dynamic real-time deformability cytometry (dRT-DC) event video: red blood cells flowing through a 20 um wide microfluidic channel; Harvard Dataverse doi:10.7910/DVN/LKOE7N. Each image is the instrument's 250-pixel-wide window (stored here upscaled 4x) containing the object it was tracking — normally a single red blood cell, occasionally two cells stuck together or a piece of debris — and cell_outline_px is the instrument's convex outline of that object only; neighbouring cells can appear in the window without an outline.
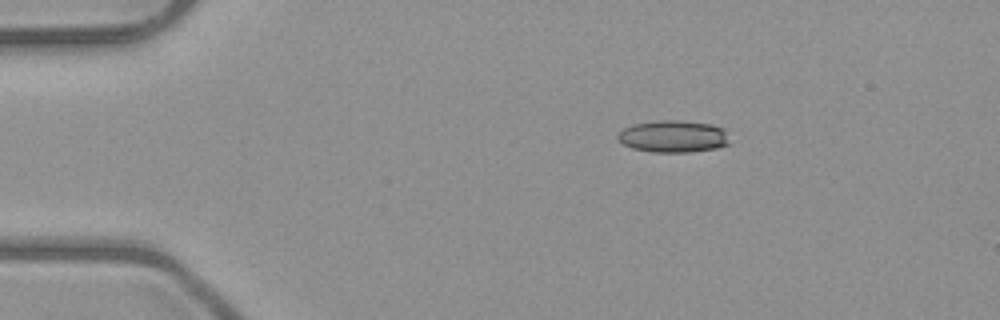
{"species": "common noctule bat (a hibernating species)", "species_latin": "Nyctalus noctula", "temperature_condition": "room temperature", "stored_images_in_passage": 4, "camera_frame_rate_fps": 3000, "um_per_image_px": 0.085, "animal": {"sex": "male", "body_mass_g": 23.1, "forearm_length_mm": 52.7}, "frame": {"image": 1, "passage_image": 2, "time_ms": 1.0, "image_size_px": [1000, 320], "cell_outline_px": [[732, 144], [716, 148], [688, 152], [652, 152], [632, 148], [624, 144], [616, 136], [624, 128], [636, 124], [660, 120], [676, 120], [712, 124], [724, 128]], "centroid_in_image_um": [57.29, 11.6], "position_along_channel_um": 27.7, "area_um2": 20.87}}
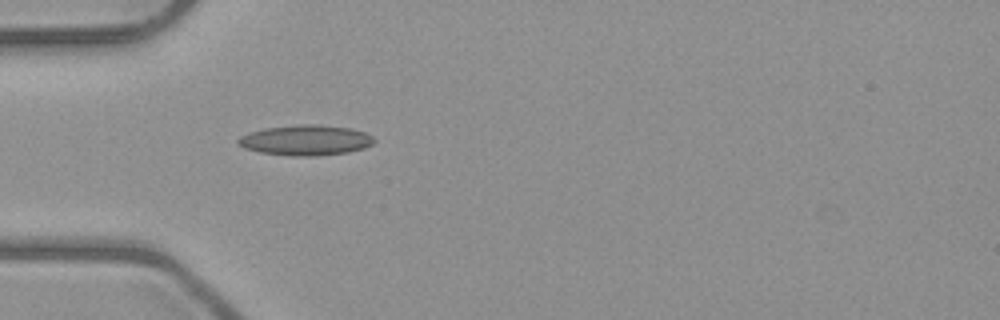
{"frame": {"image": 2, "passage_image": 4, "time_ms": 3.333, "image_size_px": [1000, 320], "cell_outline_px": [[376, 140], [372, 144], [364, 148], [348, 152], [316, 156], [288, 156], [260, 152], [244, 148], [236, 144], [236, 140], [240, 136], [248, 132], [268, 128], [304, 124], [312, 124], [352, 128], [364, 132], [372, 136]], "centroid_in_image_um": [25.97, 11.92], "position_along_channel_um": 59.0, "area_um2": 24.1}}